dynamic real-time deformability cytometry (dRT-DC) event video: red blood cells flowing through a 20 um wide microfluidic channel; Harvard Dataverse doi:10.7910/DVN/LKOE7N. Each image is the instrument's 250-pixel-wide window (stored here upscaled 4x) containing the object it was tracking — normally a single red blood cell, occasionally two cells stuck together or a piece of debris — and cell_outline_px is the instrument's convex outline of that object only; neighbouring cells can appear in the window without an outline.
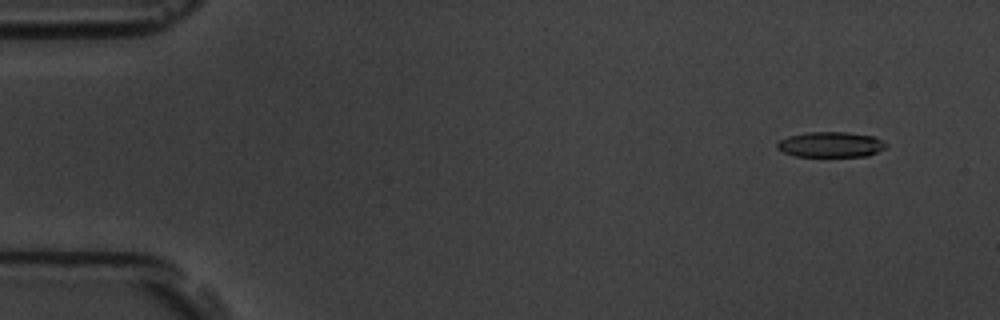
{"species": "common noctule bat (a hibernating species)", "species_latin": "Nyctalus noctula", "temperature_condition": "room temperature", "stored_images_in_passage": 6, "camera_frame_rate_fps": 3000, "um_per_image_px": 0.085, "animal": {"sex": "male", "body_mass_g": 19.5, "forearm_length_mm": 54.6}, "frame": {"image": 1, "passage_image": 2, "time_ms": 1.0, "image_size_px": [1000, 320], "cell_outline_px": [[888, 144], [884, 148], [868, 156], [796, 156], [784, 152], [776, 148], [776, 144], [780, 140], [788, 136], [808, 132], [848, 132], [872, 136]], "centroid_in_image_um": [70.59, 12.28], "position_along_channel_um": 14.4, "area_um2": 15.95}}
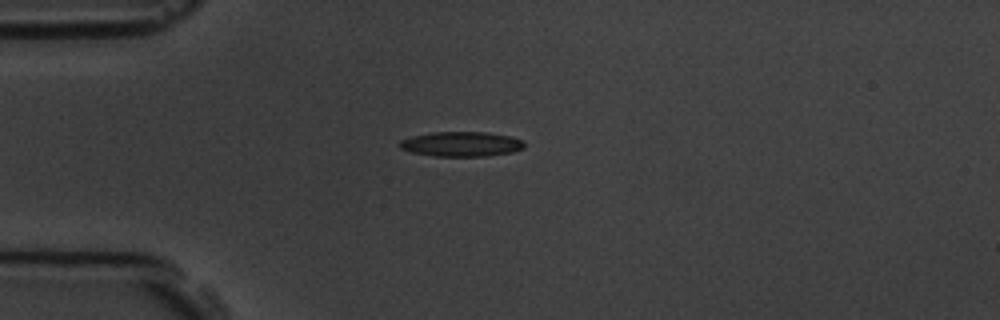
{"frame": {"image": 2, "passage_image": 5, "time_ms": 4.333, "image_size_px": [1000, 320], "cell_outline_px": [[524, 148], [512, 152], [484, 156], [432, 156], [412, 152], [400, 148], [400, 140], [412, 136], [432, 132], [484, 132], [512, 136], [524, 140]], "centroid_in_image_um": [39.23, 12.24], "position_along_channel_um": 45.8, "area_um2": 18.03}}
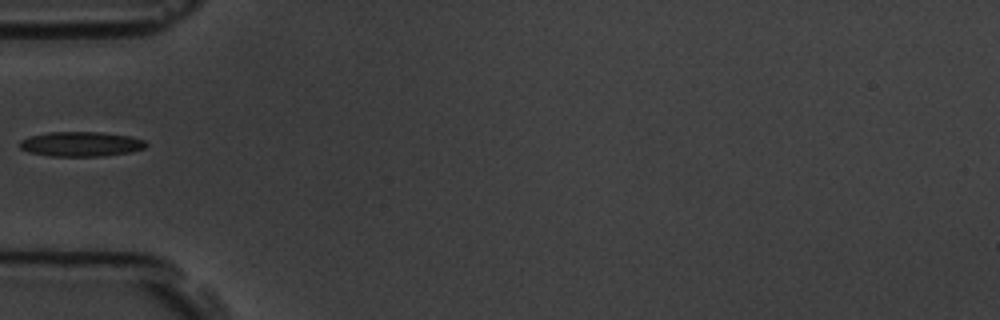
{"frame": {"image": 3, "passage_image": 6, "time_ms": 5.667, "image_size_px": [1000, 320], "cell_outline_px": [[148, 144], [144, 148], [132, 152], [104, 156], [48, 156], [28, 152], [20, 148], [20, 140], [28, 136], [48, 132], [104, 132], [128, 136], [144, 140]], "centroid_in_image_um": [6.87, 12.24], "position_along_channel_um": 78.1, "area_um2": 18.38}}